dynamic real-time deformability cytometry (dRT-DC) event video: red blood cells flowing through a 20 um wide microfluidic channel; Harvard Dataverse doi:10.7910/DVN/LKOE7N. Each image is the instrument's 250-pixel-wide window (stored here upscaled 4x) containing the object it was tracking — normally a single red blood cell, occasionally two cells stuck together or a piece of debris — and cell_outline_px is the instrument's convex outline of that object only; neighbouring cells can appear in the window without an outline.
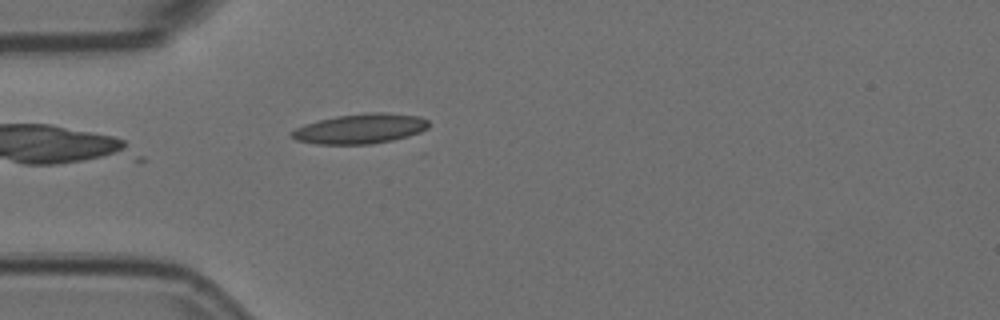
{"species": "Egyptian fruit bat (a non-hibernating species)", "species_latin": "Rousettus aegyptiacus", "temperature_condition": "room temperature", "stored_images_in_passage": 2, "camera_frame_rate_fps": 3000, "um_per_image_px": 0.085, "animal": {"sex": "female"}, "frame": {"image": 1, "passage_image": 2, "time_ms": 0.333, "image_size_px": [1000, 320], "cell_outline_px": [[428, 128], [420, 132], [408, 136], [392, 140], [372, 144], [316, 144], [296, 140], [288, 136], [288, 132], [304, 124], [336, 116], [368, 112], [384, 112], [420, 116], [428, 120]], "centroid_in_image_um": [30.59, 10.94], "position_along_channel_um": 54.4, "area_um2": 24.04}}